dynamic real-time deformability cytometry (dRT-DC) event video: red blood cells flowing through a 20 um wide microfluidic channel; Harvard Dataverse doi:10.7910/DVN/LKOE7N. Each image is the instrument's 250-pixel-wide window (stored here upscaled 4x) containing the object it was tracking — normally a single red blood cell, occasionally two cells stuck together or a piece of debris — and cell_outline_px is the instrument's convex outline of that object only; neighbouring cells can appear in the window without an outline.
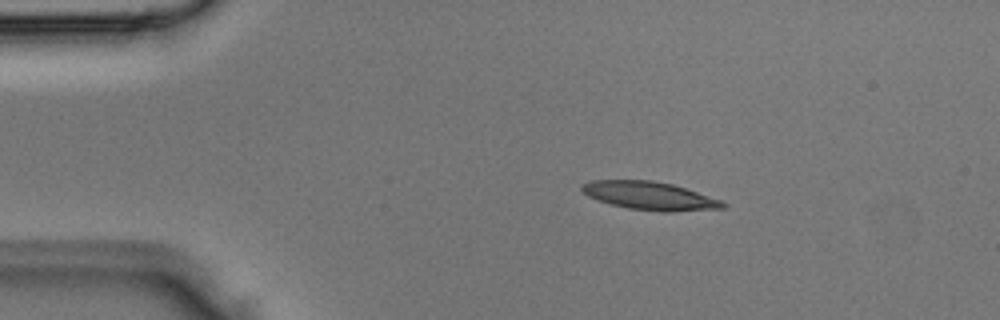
{"species": "Egyptian fruit bat (a non-hibernating species)", "species_latin": "Rousettus aegyptiacus", "temperature_condition": "room temperature", "stored_images_in_passage": 1, "camera_frame_rate_fps": 3000, "um_per_image_px": 0.085, "animal": {"sex": "male"}, "frame": {"image": 1, "passage_image": 1, "time_ms": 0.0, "image_size_px": [1000, 320], "cell_outline_px": [[728, 204], [724, 208], [672, 212], [664, 212], [628, 208], [612, 204], [588, 196], [580, 188], [584, 184], [592, 180], [652, 180], [672, 184], [724, 200]], "centroid_in_image_um": [55.31, 16.64], "position_along_channel_um": 29.7, "area_um2": 23.12}}